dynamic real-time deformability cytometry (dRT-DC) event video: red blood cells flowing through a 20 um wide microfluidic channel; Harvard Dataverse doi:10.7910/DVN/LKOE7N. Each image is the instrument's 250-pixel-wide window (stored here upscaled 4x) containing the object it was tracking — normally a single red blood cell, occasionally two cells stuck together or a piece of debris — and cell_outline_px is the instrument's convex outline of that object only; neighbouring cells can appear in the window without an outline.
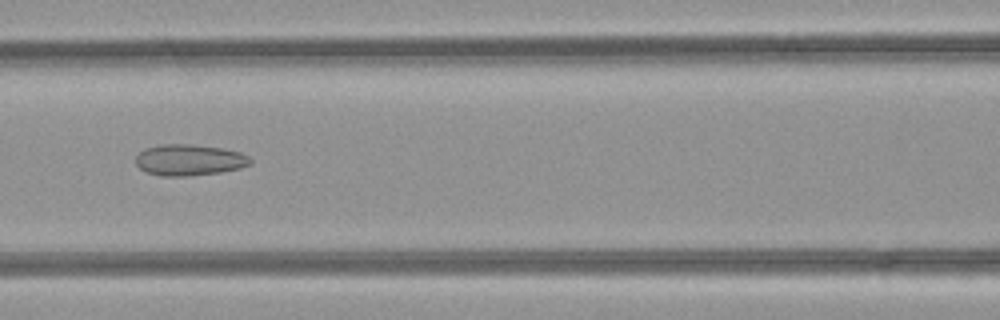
{"species": "common noctule bat (a hibernating species)", "species_latin": "Nyctalus noctula", "temperature_condition": "room temperature", "stored_images_in_passage": 36, "camera_frame_rate_fps": 3000, "um_per_image_px": 0.085, "animal": {"sex": "female", "body_mass_g": 21.9}, "frame": {"image": 1, "passage_image": 9, "time_ms": 2.667, "image_size_px": [1000, 320], "cell_outline_px": [[252, 164], [240, 168], [220, 172], [188, 176], [160, 176], [148, 172], [140, 168], [136, 164], [136, 156], [144, 148], [160, 144], [192, 144], [224, 148], [240, 152], [248, 156], [252, 160]], "centroid_in_image_um": [16.1, 13.59], "position_along_channel_um": 150.5, "area_um2": 20.98}}
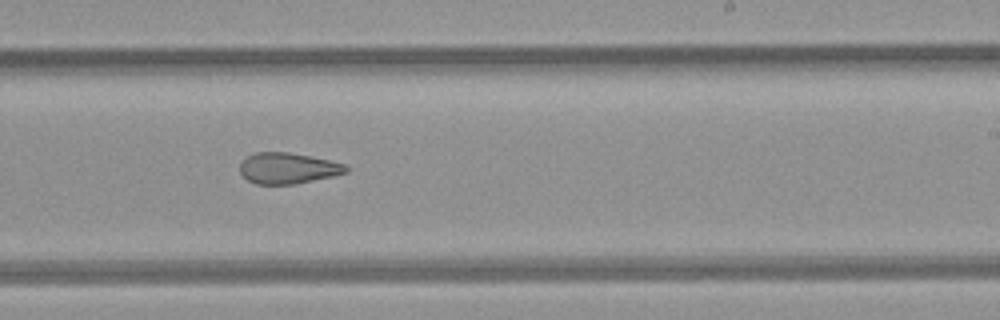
{"frame": {"image": 2, "passage_image": 17, "time_ms": 5.333, "image_size_px": [1000, 320], "cell_outline_px": [[348, 172], [336, 176], [296, 184], [256, 184], [248, 180], [240, 172], [240, 164], [248, 156], [256, 152], [288, 152], [328, 160], [344, 164], [348, 168]], "centroid_in_image_um": [24.49, 14.31], "position_along_channel_um": 264.5, "area_um2": 19.07}}
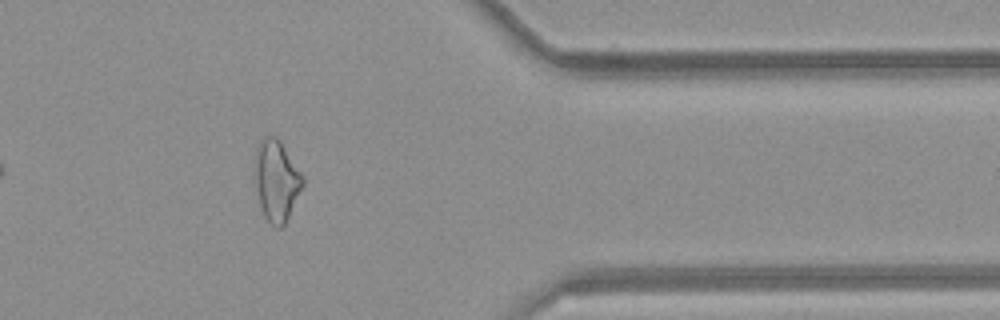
{"frame": {"image": 3, "passage_image": 27, "time_ms": 8.667, "image_size_px": [1000, 320], "cell_outline_px": [[304, 184], [284, 224], [280, 228], [276, 228], [264, 216], [260, 204], [256, 188], [256, 156], [260, 144], [264, 136], [276, 136], [280, 140], [304, 176]], "centroid_in_image_um": [23.53, 15.35], "position_along_channel_um": 387.9, "area_um2": 22.02}}